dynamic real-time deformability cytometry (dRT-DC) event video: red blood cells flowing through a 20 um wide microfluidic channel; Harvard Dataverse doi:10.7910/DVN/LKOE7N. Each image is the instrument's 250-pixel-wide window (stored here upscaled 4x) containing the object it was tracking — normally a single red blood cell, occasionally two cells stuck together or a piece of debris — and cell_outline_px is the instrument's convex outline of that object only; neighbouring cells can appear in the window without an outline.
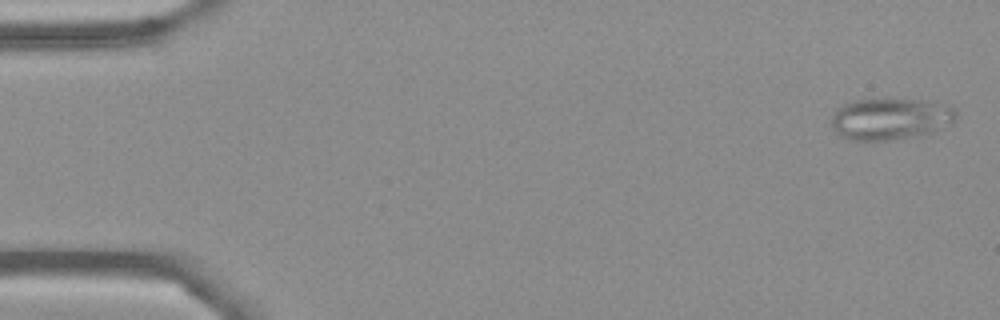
{"species": "Egyptian fruit bat (a non-hibernating species)", "species_latin": "Rousettus aegyptiacus", "temperature_condition": "cold", "stored_images_in_passage": 5, "camera_frame_rate_fps": 3000, "um_per_image_px": 0.085, "frame": {"image": 1, "passage_image": 1, "time_ms": 0.0, "image_size_px": [1000, 320], "cell_outline_px": [[956, 120], [952, 124], [920, 136], [888, 140], [848, 140], [840, 136], [832, 128], [832, 116], [836, 108], [844, 104], [856, 100], [884, 96], [936, 100], [952, 104], [956, 108]], "centroid_in_image_um": [75.76, 10.04], "position_along_channel_um": 9.2, "area_um2": 31.85}}